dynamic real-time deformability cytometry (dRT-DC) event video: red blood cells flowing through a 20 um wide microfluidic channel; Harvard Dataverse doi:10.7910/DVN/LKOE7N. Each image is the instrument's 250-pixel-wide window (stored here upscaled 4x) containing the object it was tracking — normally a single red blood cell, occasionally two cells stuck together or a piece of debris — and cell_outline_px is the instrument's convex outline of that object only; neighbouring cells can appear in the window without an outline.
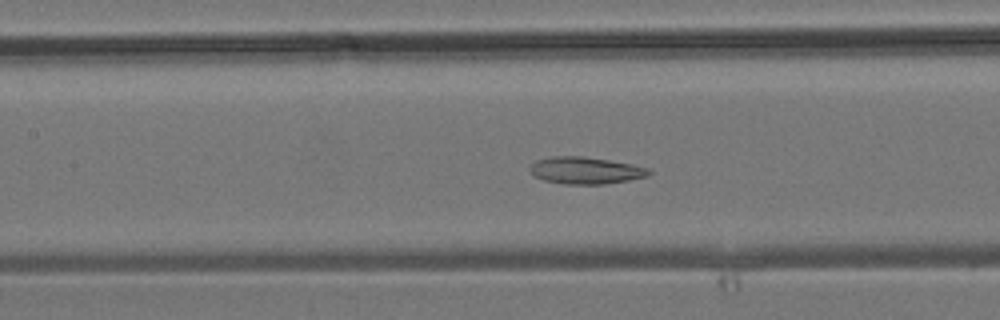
{"species": "common noctule bat (a hibernating species)", "species_latin": "Nyctalus noctula", "temperature_condition": "room temperature", "stored_images_in_passage": 44, "camera_frame_rate_fps": 3000, "um_per_image_px": 0.085, "animal": {"sex": "male", "body_mass_g": 19.2, "forearm_length_mm": 51.8}, "frame": {"image": 1, "passage_image": 19, "time_ms": 6.0, "image_size_px": [1000, 320], "cell_outline_px": [[652, 172], [648, 176], [628, 180], [604, 184], [564, 184], [544, 180], [528, 172], [528, 168], [536, 160], [552, 156], [584, 156], [632, 164], [648, 168]], "centroid_in_image_um": [49.75, 14.48], "position_along_channel_um": 157.7, "area_um2": 18.73}}
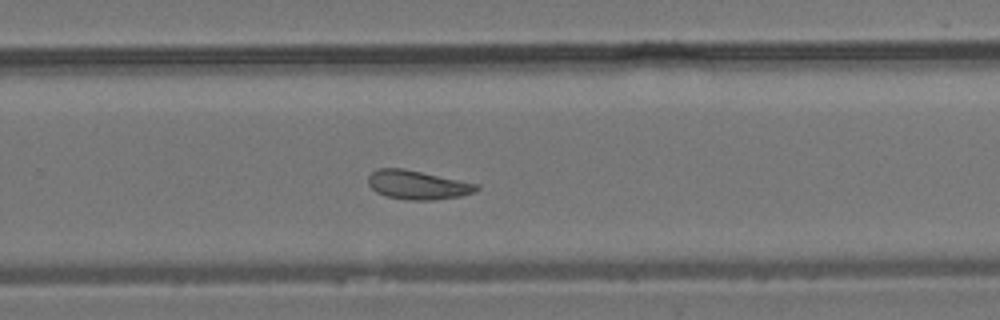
{"frame": {"image": 2, "passage_image": 28, "time_ms": 9.0, "image_size_px": [1000, 320], "cell_outline_px": [[480, 188], [472, 192], [460, 196], [432, 200], [408, 200], [388, 196], [376, 192], [368, 184], [368, 176], [372, 172], [380, 168], [404, 168], [480, 184]], "centroid_in_image_um": [35.5, 15.71], "position_along_channel_um": 294.3, "area_um2": 18.21}}
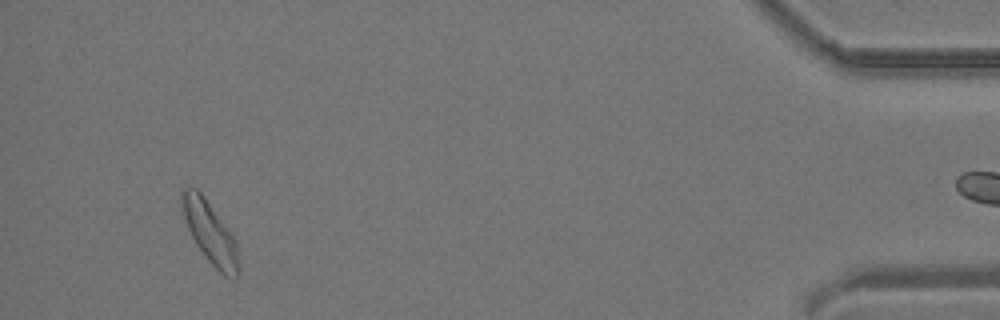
{"frame": {"image": 3, "passage_image": 41, "time_ms": 13.333, "image_size_px": [1000, 320], "cell_outline_px": [[240, 272], [236, 276], [224, 276], [208, 260], [196, 244], [184, 220], [180, 200], [180, 192], [184, 188], [196, 188], [204, 196], [236, 240], [240, 268]], "centroid_in_image_um": [17.84, 19.75], "position_along_channel_um": 417.4, "area_um2": 20.23}}